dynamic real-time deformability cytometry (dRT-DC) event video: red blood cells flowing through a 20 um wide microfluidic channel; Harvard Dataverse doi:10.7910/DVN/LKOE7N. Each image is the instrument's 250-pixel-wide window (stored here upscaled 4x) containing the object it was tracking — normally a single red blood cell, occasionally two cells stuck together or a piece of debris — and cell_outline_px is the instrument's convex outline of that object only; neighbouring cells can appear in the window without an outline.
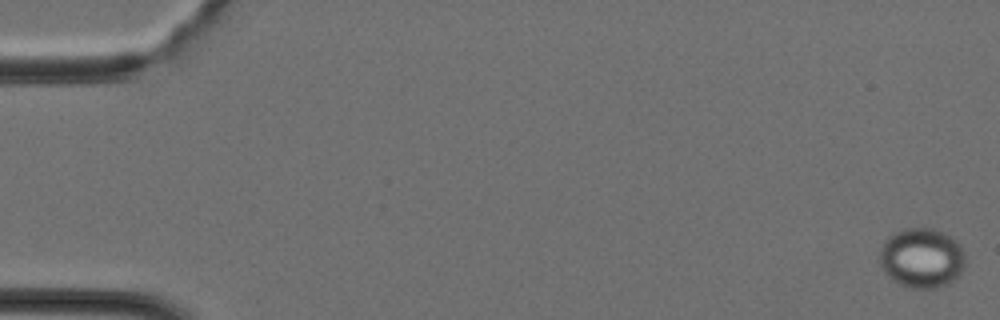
{"species": "Egyptian fruit bat (a non-hibernating species)", "species_latin": "Rousettus aegyptiacus", "temperature_condition": "cold", "stored_images_in_passage": 8, "camera_frame_rate_fps": 3000, "um_per_image_px": 0.085, "animal": {"sex": "female"}, "frame": {"image": 1, "passage_image": 1, "time_ms": 0.0, "image_size_px": [1000, 320], "cell_outline_px": [[964, 268], [948, 284], [936, 288], [908, 288], [892, 280], [884, 272], [880, 264], [880, 248], [884, 240], [888, 236], [904, 228], [932, 228], [944, 232], [956, 240], [960, 244], [964, 256]], "centroid_in_image_um": [78.32, 21.92], "position_along_channel_um": 6.7, "area_um2": 30.0}}